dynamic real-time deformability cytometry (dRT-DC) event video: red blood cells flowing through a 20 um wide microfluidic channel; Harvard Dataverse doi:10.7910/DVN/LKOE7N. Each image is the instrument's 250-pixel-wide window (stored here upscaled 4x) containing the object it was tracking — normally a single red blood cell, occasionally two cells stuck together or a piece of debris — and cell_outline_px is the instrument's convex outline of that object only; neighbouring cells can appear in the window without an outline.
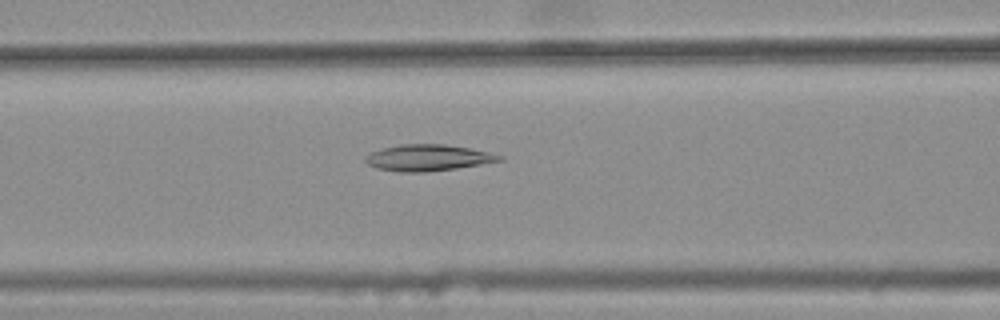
{"species": "common noctule bat (a hibernating species)", "species_latin": "Nyctalus noctula", "temperature_condition": "warm", "stored_images_in_passage": 47, "camera_frame_rate_fps": 3000, "um_per_image_px": 0.085, "animal": {"sex": "female", "body_mass_g": 25.1}, "frame": {"image": 1, "passage_image": 21, "time_ms": 6.667, "image_size_px": [1000, 320], "cell_outline_px": [[504, 160], [456, 168], [424, 172], [400, 172], [376, 168], [368, 164], [364, 160], [372, 152], [380, 148], [400, 144], [444, 144], [472, 148], [504, 156]], "centroid_in_image_um": [36.39, 13.4], "position_along_channel_um": 130.2, "area_um2": 20.52}}
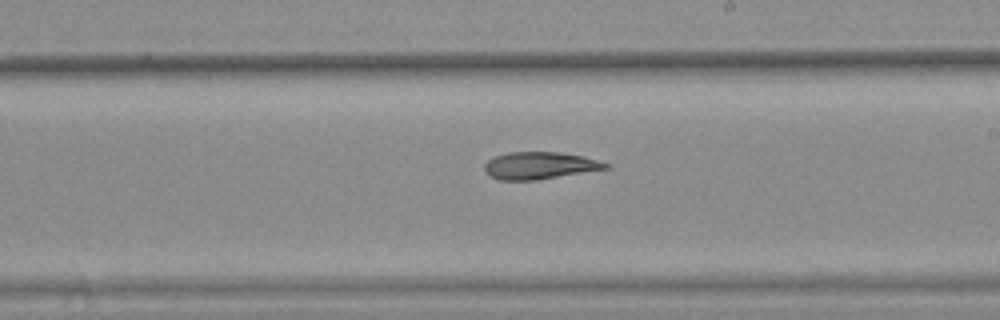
{"frame": {"image": 2, "passage_image": 30, "time_ms": 9.667, "image_size_px": [1000, 320], "cell_outline_px": [[612, 168], [536, 180], [500, 180], [488, 176], [484, 172], [484, 164], [488, 160], [496, 156], [508, 152], [560, 152], [584, 156], [612, 164]], "centroid_in_image_um": [45.9, 14.07], "position_along_channel_um": 243.1, "area_um2": 19.48}}
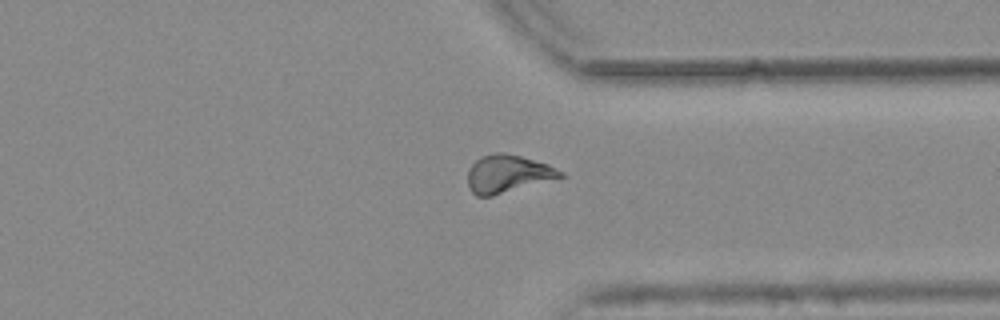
{"frame": {"image": 3, "passage_image": 40, "time_ms": 13.0, "image_size_px": [1000, 320], "cell_outline_px": [[564, 176], [492, 196], [476, 196], [468, 188], [468, 168], [480, 156], [496, 152], [500, 152], [520, 156], [548, 164], [564, 172]], "centroid_in_image_um": [43.12, 14.77], "position_along_channel_um": 368.3, "area_um2": 20.23}}